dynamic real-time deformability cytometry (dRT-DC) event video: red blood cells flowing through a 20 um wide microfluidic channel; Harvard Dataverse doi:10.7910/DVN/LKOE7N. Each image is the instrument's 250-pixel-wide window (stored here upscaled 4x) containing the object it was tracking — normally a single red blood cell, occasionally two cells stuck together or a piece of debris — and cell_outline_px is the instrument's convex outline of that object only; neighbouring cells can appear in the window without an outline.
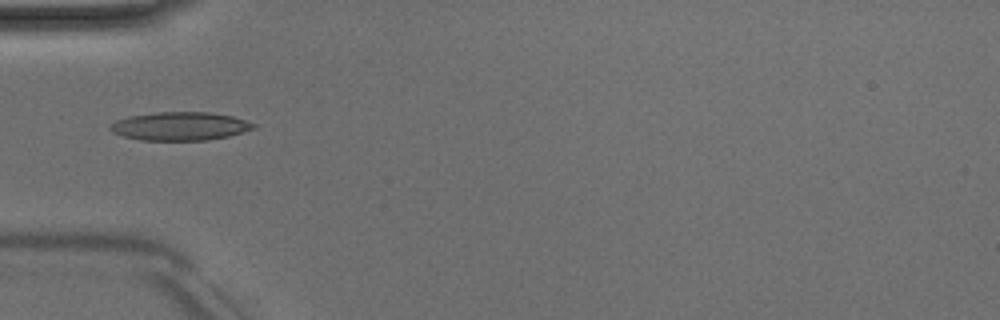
{"species": "Egyptian fruit bat (a non-hibernating species)", "species_latin": "Rousettus aegyptiacus", "temperature_condition": "room temperature", "stored_images_in_passage": 15, "camera_frame_rate_fps": 3000, "um_per_image_px": 0.085, "animal": {"sex": "male"}, "frame": {"image": 1, "passage_image": 1, "time_ms": 0.0, "image_size_px": [1000, 320], "cell_outline_px": [[256, 128], [228, 136], [208, 140], [140, 140], [124, 136], [112, 132], [108, 128], [116, 120], [128, 116], [156, 112], [208, 112], [232, 116], [256, 124]], "centroid_in_image_um": [15.29, 10.72], "position_along_channel_um": 69.7, "area_um2": 23.64}}